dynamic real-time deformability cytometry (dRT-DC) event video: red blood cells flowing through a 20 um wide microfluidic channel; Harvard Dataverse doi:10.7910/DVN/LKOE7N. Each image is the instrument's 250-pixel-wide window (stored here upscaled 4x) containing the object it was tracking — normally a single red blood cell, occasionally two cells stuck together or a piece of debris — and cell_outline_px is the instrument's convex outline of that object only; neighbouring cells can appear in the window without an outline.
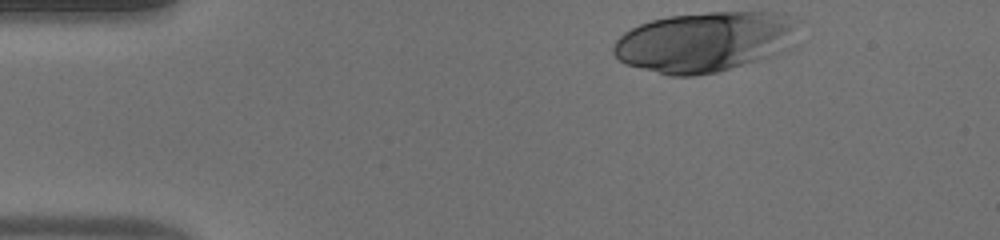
{"species": "human", "species_latin": "Homo sapiens", "temperature_condition": "warm", "stored_images_in_passage": 34, "camera_frame_rate_fps": 3000, "um_per_image_px": 0.085, "donor": {"sex": "male"}, "frame": {"image": 1, "passage_image": 1, "time_ms": 0.0, "image_size_px": [1000, 240], "cell_outline_px": [[800, 20], [764, 56], [716, 72], [696, 76], [668, 76], [624, 64], [612, 52], [612, 48], [616, 40], [624, 32], [640, 24], [652, 20], [668, 16], [708, 12], [784, 12], [796, 16]], "centroid_in_image_um": [59.65, 3.52], "position_along_channel_um": 25.4, "area_um2": 62.48}}